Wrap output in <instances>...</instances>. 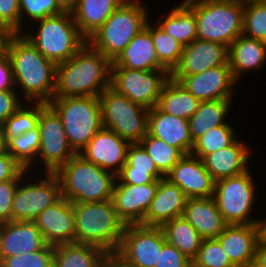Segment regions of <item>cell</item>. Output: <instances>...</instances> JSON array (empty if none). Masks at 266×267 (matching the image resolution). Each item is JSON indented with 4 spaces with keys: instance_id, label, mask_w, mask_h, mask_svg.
Listing matches in <instances>:
<instances>
[{
    "instance_id": "obj_1",
    "label": "cell",
    "mask_w": 266,
    "mask_h": 267,
    "mask_svg": "<svg viewBox=\"0 0 266 267\" xmlns=\"http://www.w3.org/2000/svg\"><path fill=\"white\" fill-rule=\"evenodd\" d=\"M111 65L87 42L67 61L56 64L53 98L98 97L110 87Z\"/></svg>"
},
{
    "instance_id": "obj_2",
    "label": "cell",
    "mask_w": 266,
    "mask_h": 267,
    "mask_svg": "<svg viewBox=\"0 0 266 267\" xmlns=\"http://www.w3.org/2000/svg\"><path fill=\"white\" fill-rule=\"evenodd\" d=\"M14 86H20L26 100L48 103L54 95L56 64L46 59L23 33H16L9 44Z\"/></svg>"
},
{
    "instance_id": "obj_3",
    "label": "cell",
    "mask_w": 266,
    "mask_h": 267,
    "mask_svg": "<svg viewBox=\"0 0 266 267\" xmlns=\"http://www.w3.org/2000/svg\"><path fill=\"white\" fill-rule=\"evenodd\" d=\"M72 205L75 243L97 247L113 258L121 244L125 224L118 218L112 199Z\"/></svg>"
},
{
    "instance_id": "obj_4",
    "label": "cell",
    "mask_w": 266,
    "mask_h": 267,
    "mask_svg": "<svg viewBox=\"0 0 266 267\" xmlns=\"http://www.w3.org/2000/svg\"><path fill=\"white\" fill-rule=\"evenodd\" d=\"M55 174L61 196L71 203L101 202L112 199L116 175L75 154Z\"/></svg>"
},
{
    "instance_id": "obj_5",
    "label": "cell",
    "mask_w": 266,
    "mask_h": 267,
    "mask_svg": "<svg viewBox=\"0 0 266 267\" xmlns=\"http://www.w3.org/2000/svg\"><path fill=\"white\" fill-rule=\"evenodd\" d=\"M194 10L197 39L230 46L243 34L244 5L221 0H185Z\"/></svg>"
},
{
    "instance_id": "obj_6",
    "label": "cell",
    "mask_w": 266,
    "mask_h": 267,
    "mask_svg": "<svg viewBox=\"0 0 266 267\" xmlns=\"http://www.w3.org/2000/svg\"><path fill=\"white\" fill-rule=\"evenodd\" d=\"M147 14L141 2L125 0L87 42L114 61L145 27Z\"/></svg>"
},
{
    "instance_id": "obj_7",
    "label": "cell",
    "mask_w": 266,
    "mask_h": 267,
    "mask_svg": "<svg viewBox=\"0 0 266 267\" xmlns=\"http://www.w3.org/2000/svg\"><path fill=\"white\" fill-rule=\"evenodd\" d=\"M37 22V33L24 36L46 59L55 64L67 61L87 43L74 22L72 12H62Z\"/></svg>"
},
{
    "instance_id": "obj_8",
    "label": "cell",
    "mask_w": 266,
    "mask_h": 267,
    "mask_svg": "<svg viewBox=\"0 0 266 267\" xmlns=\"http://www.w3.org/2000/svg\"><path fill=\"white\" fill-rule=\"evenodd\" d=\"M48 104L60 116L68 143L76 154L103 127L98 97L52 98Z\"/></svg>"
},
{
    "instance_id": "obj_9",
    "label": "cell",
    "mask_w": 266,
    "mask_h": 267,
    "mask_svg": "<svg viewBox=\"0 0 266 267\" xmlns=\"http://www.w3.org/2000/svg\"><path fill=\"white\" fill-rule=\"evenodd\" d=\"M104 128L130 143H139L147 135L149 110L131 102L110 87L99 96Z\"/></svg>"
},
{
    "instance_id": "obj_10",
    "label": "cell",
    "mask_w": 266,
    "mask_h": 267,
    "mask_svg": "<svg viewBox=\"0 0 266 267\" xmlns=\"http://www.w3.org/2000/svg\"><path fill=\"white\" fill-rule=\"evenodd\" d=\"M165 242L161 227L125 225L113 259L118 267H155Z\"/></svg>"
},
{
    "instance_id": "obj_11",
    "label": "cell",
    "mask_w": 266,
    "mask_h": 267,
    "mask_svg": "<svg viewBox=\"0 0 266 267\" xmlns=\"http://www.w3.org/2000/svg\"><path fill=\"white\" fill-rule=\"evenodd\" d=\"M170 73L166 69L131 70L111 66L110 88L148 110L157 106Z\"/></svg>"
},
{
    "instance_id": "obj_12",
    "label": "cell",
    "mask_w": 266,
    "mask_h": 267,
    "mask_svg": "<svg viewBox=\"0 0 266 267\" xmlns=\"http://www.w3.org/2000/svg\"><path fill=\"white\" fill-rule=\"evenodd\" d=\"M249 172L215 181L213 197L228 225L258 223L249 215L255 198V185Z\"/></svg>"
},
{
    "instance_id": "obj_13",
    "label": "cell",
    "mask_w": 266,
    "mask_h": 267,
    "mask_svg": "<svg viewBox=\"0 0 266 267\" xmlns=\"http://www.w3.org/2000/svg\"><path fill=\"white\" fill-rule=\"evenodd\" d=\"M38 127L41 136L38 155L46 173H55L76 153L68 143L60 116L48 103L40 102Z\"/></svg>"
},
{
    "instance_id": "obj_14",
    "label": "cell",
    "mask_w": 266,
    "mask_h": 267,
    "mask_svg": "<svg viewBox=\"0 0 266 267\" xmlns=\"http://www.w3.org/2000/svg\"><path fill=\"white\" fill-rule=\"evenodd\" d=\"M46 178L20 186L18 182L12 203V221H32L61 196L60 181L55 173H45Z\"/></svg>"
},
{
    "instance_id": "obj_15",
    "label": "cell",
    "mask_w": 266,
    "mask_h": 267,
    "mask_svg": "<svg viewBox=\"0 0 266 267\" xmlns=\"http://www.w3.org/2000/svg\"><path fill=\"white\" fill-rule=\"evenodd\" d=\"M201 101L231 100L232 86L236 83L229 63L207 69L202 73L186 76H170Z\"/></svg>"
},
{
    "instance_id": "obj_16",
    "label": "cell",
    "mask_w": 266,
    "mask_h": 267,
    "mask_svg": "<svg viewBox=\"0 0 266 267\" xmlns=\"http://www.w3.org/2000/svg\"><path fill=\"white\" fill-rule=\"evenodd\" d=\"M130 144L114 131L102 127L79 154L90 163L117 175L126 163Z\"/></svg>"
},
{
    "instance_id": "obj_17",
    "label": "cell",
    "mask_w": 266,
    "mask_h": 267,
    "mask_svg": "<svg viewBox=\"0 0 266 267\" xmlns=\"http://www.w3.org/2000/svg\"><path fill=\"white\" fill-rule=\"evenodd\" d=\"M158 184L159 180L142 185L114 184L112 201L118 218L125 225H138L144 221Z\"/></svg>"
},
{
    "instance_id": "obj_18",
    "label": "cell",
    "mask_w": 266,
    "mask_h": 267,
    "mask_svg": "<svg viewBox=\"0 0 266 267\" xmlns=\"http://www.w3.org/2000/svg\"><path fill=\"white\" fill-rule=\"evenodd\" d=\"M229 47L211 41L195 39L183 47L180 61L170 76L202 73L207 69L228 64Z\"/></svg>"
},
{
    "instance_id": "obj_19",
    "label": "cell",
    "mask_w": 266,
    "mask_h": 267,
    "mask_svg": "<svg viewBox=\"0 0 266 267\" xmlns=\"http://www.w3.org/2000/svg\"><path fill=\"white\" fill-rule=\"evenodd\" d=\"M46 244L75 243V214L70 201L61 197L34 220Z\"/></svg>"
},
{
    "instance_id": "obj_20",
    "label": "cell",
    "mask_w": 266,
    "mask_h": 267,
    "mask_svg": "<svg viewBox=\"0 0 266 267\" xmlns=\"http://www.w3.org/2000/svg\"><path fill=\"white\" fill-rule=\"evenodd\" d=\"M165 178L178 185L188 198L214 196L215 180L202 159L191 154L184 155Z\"/></svg>"
},
{
    "instance_id": "obj_21",
    "label": "cell",
    "mask_w": 266,
    "mask_h": 267,
    "mask_svg": "<svg viewBox=\"0 0 266 267\" xmlns=\"http://www.w3.org/2000/svg\"><path fill=\"white\" fill-rule=\"evenodd\" d=\"M216 239L235 267H252L259 242L257 224L227 225Z\"/></svg>"
},
{
    "instance_id": "obj_22",
    "label": "cell",
    "mask_w": 266,
    "mask_h": 267,
    "mask_svg": "<svg viewBox=\"0 0 266 267\" xmlns=\"http://www.w3.org/2000/svg\"><path fill=\"white\" fill-rule=\"evenodd\" d=\"M45 244L40 230L32 221L0 223V261L5 257L37 251Z\"/></svg>"
},
{
    "instance_id": "obj_23",
    "label": "cell",
    "mask_w": 266,
    "mask_h": 267,
    "mask_svg": "<svg viewBox=\"0 0 266 267\" xmlns=\"http://www.w3.org/2000/svg\"><path fill=\"white\" fill-rule=\"evenodd\" d=\"M187 200L188 197L178 185L163 177L140 225L161 227L165 222L182 216Z\"/></svg>"
},
{
    "instance_id": "obj_24",
    "label": "cell",
    "mask_w": 266,
    "mask_h": 267,
    "mask_svg": "<svg viewBox=\"0 0 266 267\" xmlns=\"http://www.w3.org/2000/svg\"><path fill=\"white\" fill-rule=\"evenodd\" d=\"M147 133L178 148L184 155L193 149L188 120L164 113L157 106L149 110Z\"/></svg>"
},
{
    "instance_id": "obj_25",
    "label": "cell",
    "mask_w": 266,
    "mask_h": 267,
    "mask_svg": "<svg viewBox=\"0 0 266 267\" xmlns=\"http://www.w3.org/2000/svg\"><path fill=\"white\" fill-rule=\"evenodd\" d=\"M182 216L203 239L217 238L228 225L214 197L188 198Z\"/></svg>"
},
{
    "instance_id": "obj_26",
    "label": "cell",
    "mask_w": 266,
    "mask_h": 267,
    "mask_svg": "<svg viewBox=\"0 0 266 267\" xmlns=\"http://www.w3.org/2000/svg\"><path fill=\"white\" fill-rule=\"evenodd\" d=\"M111 66L140 71L165 69L157 59L148 21L145 27L135 35L118 57L112 61Z\"/></svg>"
},
{
    "instance_id": "obj_27",
    "label": "cell",
    "mask_w": 266,
    "mask_h": 267,
    "mask_svg": "<svg viewBox=\"0 0 266 267\" xmlns=\"http://www.w3.org/2000/svg\"><path fill=\"white\" fill-rule=\"evenodd\" d=\"M250 148L236 140L231 146L206 155L202 161L206 170L216 181L245 173L248 169Z\"/></svg>"
},
{
    "instance_id": "obj_28",
    "label": "cell",
    "mask_w": 266,
    "mask_h": 267,
    "mask_svg": "<svg viewBox=\"0 0 266 267\" xmlns=\"http://www.w3.org/2000/svg\"><path fill=\"white\" fill-rule=\"evenodd\" d=\"M265 61L266 42L241 34L229 46L228 63L236 82L242 72L261 68Z\"/></svg>"
},
{
    "instance_id": "obj_29",
    "label": "cell",
    "mask_w": 266,
    "mask_h": 267,
    "mask_svg": "<svg viewBox=\"0 0 266 267\" xmlns=\"http://www.w3.org/2000/svg\"><path fill=\"white\" fill-rule=\"evenodd\" d=\"M125 0H78L72 11L81 35L88 40Z\"/></svg>"
},
{
    "instance_id": "obj_30",
    "label": "cell",
    "mask_w": 266,
    "mask_h": 267,
    "mask_svg": "<svg viewBox=\"0 0 266 267\" xmlns=\"http://www.w3.org/2000/svg\"><path fill=\"white\" fill-rule=\"evenodd\" d=\"M110 259L97 247L67 243L54 246L53 267H103Z\"/></svg>"
},
{
    "instance_id": "obj_31",
    "label": "cell",
    "mask_w": 266,
    "mask_h": 267,
    "mask_svg": "<svg viewBox=\"0 0 266 267\" xmlns=\"http://www.w3.org/2000/svg\"><path fill=\"white\" fill-rule=\"evenodd\" d=\"M199 103L196 97L170 77L161 90L157 107L164 113L189 120Z\"/></svg>"
},
{
    "instance_id": "obj_32",
    "label": "cell",
    "mask_w": 266,
    "mask_h": 267,
    "mask_svg": "<svg viewBox=\"0 0 266 267\" xmlns=\"http://www.w3.org/2000/svg\"><path fill=\"white\" fill-rule=\"evenodd\" d=\"M232 100L201 101L197 111L189 118V130L193 143L210 129L225 125Z\"/></svg>"
},
{
    "instance_id": "obj_33",
    "label": "cell",
    "mask_w": 266,
    "mask_h": 267,
    "mask_svg": "<svg viewBox=\"0 0 266 267\" xmlns=\"http://www.w3.org/2000/svg\"><path fill=\"white\" fill-rule=\"evenodd\" d=\"M156 23L183 46L197 39L195 13L185 1L174 7L166 19L158 20Z\"/></svg>"
},
{
    "instance_id": "obj_34",
    "label": "cell",
    "mask_w": 266,
    "mask_h": 267,
    "mask_svg": "<svg viewBox=\"0 0 266 267\" xmlns=\"http://www.w3.org/2000/svg\"><path fill=\"white\" fill-rule=\"evenodd\" d=\"M165 239L192 260L203 241L195 228L183 217H176L161 226Z\"/></svg>"
},
{
    "instance_id": "obj_35",
    "label": "cell",
    "mask_w": 266,
    "mask_h": 267,
    "mask_svg": "<svg viewBox=\"0 0 266 267\" xmlns=\"http://www.w3.org/2000/svg\"><path fill=\"white\" fill-rule=\"evenodd\" d=\"M155 26L149 22V32L153 38L157 59L171 73L180 61L184 46L166 33L157 23Z\"/></svg>"
},
{
    "instance_id": "obj_36",
    "label": "cell",
    "mask_w": 266,
    "mask_h": 267,
    "mask_svg": "<svg viewBox=\"0 0 266 267\" xmlns=\"http://www.w3.org/2000/svg\"><path fill=\"white\" fill-rule=\"evenodd\" d=\"M40 130L37 126L18 137L10 138L5 143V151L8 152L24 169L28 170L38 157L40 149ZM34 159V160H33Z\"/></svg>"
},
{
    "instance_id": "obj_37",
    "label": "cell",
    "mask_w": 266,
    "mask_h": 267,
    "mask_svg": "<svg viewBox=\"0 0 266 267\" xmlns=\"http://www.w3.org/2000/svg\"><path fill=\"white\" fill-rule=\"evenodd\" d=\"M234 131L228 123L210 129L194 142L190 154L203 159L210 153L231 146L238 138H235Z\"/></svg>"
},
{
    "instance_id": "obj_38",
    "label": "cell",
    "mask_w": 266,
    "mask_h": 267,
    "mask_svg": "<svg viewBox=\"0 0 266 267\" xmlns=\"http://www.w3.org/2000/svg\"><path fill=\"white\" fill-rule=\"evenodd\" d=\"M155 163L157 169L165 176L171 168L184 156L176 147L147 135L139 142Z\"/></svg>"
},
{
    "instance_id": "obj_39",
    "label": "cell",
    "mask_w": 266,
    "mask_h": 267,
    "mask_svg": "<svg viewBox=\"0 0 266 267\" xmlns=\"http://www.w3.org/2000/svg\"><path fill=\"white\" fill-rule=\"evenodd\" d=\"M34 107L28 108L27 105H22L13 115H11L3 127L4 142L10 138L21 136L27 131H31L38 126L40 114V102L31 101ZM32 108V109H31Z\"/></svg>"
},
{
    "instance_id": "obj_40",
    "label": "cell",
    "mask_w": 266,
    "mask_h": 267,
    "mask_svg": "<svg viewBox=\"0 0 266 267\" xmlns=\"http://www.w3.org/2000/svg\"><path fill=\"white\" fill-rule=\"evenodd\" d=\"M243 34L266 42V0L244 5Z\"/></svg>"
},
{
    "instance_id": "obj_41",
    "label": "cell",
    "mask_w": 266,
    "mask_h": 267,
    "mask_svg": "<svg viewBox=\"0 0 266 267\" xmlns=\"http://www.w3.org/2000/svg\"><path fill=\"white\" fill-rule=\"evenodd\" d=\"M192 267H235L216 238L203 239Z\"/></svg>"
},
{
    "instance_id": "obj_42",
    "label": "cell",
    "mask_w": 266,
    "mask_h": 267,
    "mask_svg": "<svg viewBox=\"0 0 266 267\" xmlns=\"http://www.w3.org/2000/svg\"><path fill=\"white\" fill-rule=\"evenodd\" d=\"M54 246L45 244L41 249L5 257L0 261V267H53Z\"/></svg>"
},
{
    "instance_id": "obj_43",
    "label": "cell",
    "mask_w": 266,
    "mask_h": 267,
    "mask_svg": "<svg viewBox=\"0 0 266 267\" xmlns=\"http://www.w3.org/2000/svg\"><path fill=\"white\" fill-rule=\"evenodd\" d=\"M121 171H140L149 173L155 180L165 177L156 167L140 143H131L127 150L126 163Z\"/></svg>"
},
{
    "instance_id": "obj_44",
    "label": "cell",
    "mask_w": 266,
    "mask_h": 267,
    "mask_svg": "<svg viewBox=\"0 0 266 267\" xmlns=\"http://www.w3.org/2000/svg\"><path fill=\"white\" fill-rule=\"evenodd\" d=\"M19 7L21 20H23L25 12L29 18L35 21L64 12L56 0H19Z\"/></svg>"
},
{
    "instance_id": "obj_45",
    "label": "cell",
    "mask_w": 266,
    "mask_h": 267,
    "mask_svg": "<svg viewBox=\"0 0 266 267\" xmlns=\"http://www.w3.org/2000/svg\"><path fill=\"white\" fill-rule=\"evenodd\" d=\"M24 170L16 179L0 182V223L12 221V203L18 182L25 176Z\"/></svg>"
},
{
    "instance_id": "obj_46",
    "label": "cell",
    "mask_w": 266,
    "mask_h": 267,
    "mask_svg": "<svg viewBox=\"0 0 266 267\" xmlns=\"http://www.w3.org/2000/svg\"><path fill=\"white\" fill-rule=\"evenodd\" d=\"M0 24L12 29L15 33L22 32L19 0H0Z\"/></svg>"
},
{
    "instance_id": "obj_47",
    "label": "cell",
    "mask_w": 266,
    "mask_h": 267,
    "mask_svg": "<svg viewBox=\"0 0 266 267\" xmlns=\"http://www.w3.org/2000/svg\"><path fill=\"white\" fill-rule=\"evenodd\" d=\"M155 267H192V260L166 241L159 253Z\"/></svg>"
},
{
    "instance_id": "obj_48",
    "label": "cell",
    "mask_w": 266,
    "mask_h": 267,
    "mask_svg": "<svg viewBox=\"0 0 266 267\" xmlns=\"http://www.w3.org/2000/svg\"><path fill=\"white\" fill-rule=\"evenodd\" d=\"M17 89L0 91V125L13 115L23 104L18 98ZM21 101V102H20Z\"/></svg>"
},
{
    "instance_id": "obj_49",
    "label": "cell",
    "mask_w": 266,
    "mask_h": 267,
    "mask_svg": "<svg viewBox=\"0 0 266 267\" xmlns=\"http://www.w3.org/2000/svg\"><path fill=\"white\" fill-rule=\"evenodd\" d=\"M25 169L6 151L0 153V182L16 179Z\"/></svg>"
},
{
    "instance_id": "obj_50",
    "label": "cell",
    "mask_w": 266,
    "mask_h": 267,
    "mask_svg": "<svg viewBox=\"0 0 266 267\" xmlns=\"http://www.w3.org/2000/svg\"><path fill=\"white\" fill-rule=\"evenodd\" d=\"M154 181L155 179L147 172L120 171L116 175V180L114 184L142 185V184L152 183Z\"/></svg>"
},
{
    "instance_id": "obj_51",
    "label": "cell",
    "mask_w": 266,
    "mask_h": 267,
    "mask_svg": "<svg viewBox=\"0 0 266 267\" xmlns=\"http://www.w3.org/2000/svg\"><path fill=\"white\" fill-rule=\"evenodd\" d=\"M12 66L9 58L0 61V91L14 90Z\"/></svg>"
},
{
    "instance_id": "obj_52",
    "label": "cell",
    "mask_w": 266,
    "mask_h": 267,
    "mask_svg": "<svg viewBox=\"0 0 266 267\" xmlns=\"http://www.w3.org/2000/svg\"><path fill=\"white\" fill-rule=\"evenodd\" d=\"M16 33L5 25L0 24V61L8 57V48Z\"/></svg>"
},
{
    "instance_id": "obj_53",
    "label": "cell",
    "mask_w": 266,
    "mask_h": 267,
    "mask_svg": "<svg viewBox=\"0 0 266 267\" xmlns=\"http://www.w3.org/2000/svg\"><path fill=\"white\" fill-rule=\"evenodd\" d=\"M252 267H266V245L260 241L257 244Z\"/></svg>"
},
{
    "instance_id": "obj_54",
    "label": "cell",
    "mask_w": 266,
    "mask_h": 267,
    "mask_svg": "<svg viewBox=\"0 0 266 267\" xmlns=\"http://www.w3.org/2000/svg\"><path fill=\"white\" fill-rule=\"evenodd\" d=\"M56 2L64 12H72L76 8L78 0H56Z\"/></svg>"
},
{
    "instance_id": "obj_55",
    "label": "cell",
    "mask_w": 266,
    "mask_h": 267,
    "mask_svg": "<svg viewBox=\"0 0 266 267\" xmlns=\"http://www.w3.org/2000/svg\"><path fill=\"white\" fill-rule=\"evenodd\" d=\"M258 229H259V241L266 245V219L265 220H257Z\"/></svg>"
},
{
    "instance_id": "obj_56",
    "label": "cell",
    "mask_w": 266,
    "mask_h": 267,
    "mask_svg": "<svg viewBox=\"0 0 266 267\" xmlns=\"http://www.w3.org/2000/svg\"><path fill=\"white\" fill-rule=\"evenodd\" d=\"M5 151V142L3 135V127L0 125V153Z\"/></svg>"
},
{
    "instance_id": "obj_57",
    "label": "cell",
    "mask_w": 266,
    "mask_h": 267,
    "mask_svg": "<svg viewBox=\"0 0 266 267\" xmlns=\"http://www.w3.org/2000/svg\"><path fill=\"white\" fill-rule=\"evenodd\" d=\"M221 1H227V2H232V3H239V4H247L251 1H254V0H221Z\"/></svg>"
},
{
    "instance_id": "obj_58",
    "label": "cell",
    "mask_w": 266,
    "mask_h": 267,
    "mask_svg": "<svg viewBox=\"0 0 266 267\" xmlns=\"http://www.w3.org/2000/svg\"><path fill=\"white\" fill-rule=\"evenodd\" d=\"M103 267H118L116 261L111 258Z\"/></svg>"
}]
</instances>
